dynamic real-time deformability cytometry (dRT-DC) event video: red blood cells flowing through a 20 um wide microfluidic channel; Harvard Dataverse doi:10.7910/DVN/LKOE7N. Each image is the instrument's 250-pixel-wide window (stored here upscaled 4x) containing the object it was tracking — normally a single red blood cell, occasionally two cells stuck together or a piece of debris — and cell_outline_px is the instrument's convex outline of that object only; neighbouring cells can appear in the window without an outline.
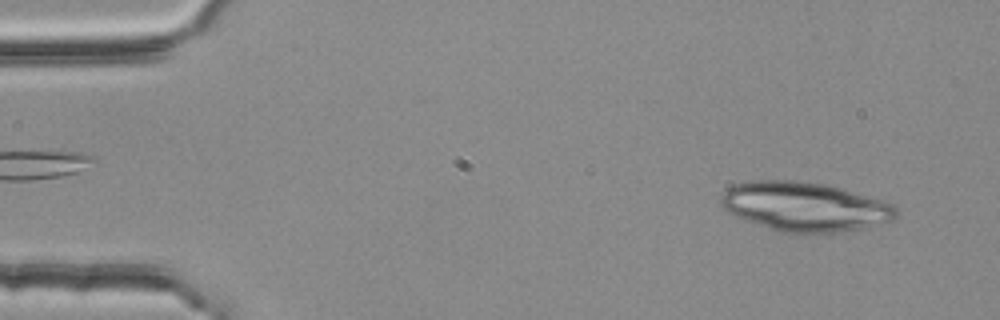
{"species": "common noctule bat (a hibernating species)", "species_latin": "Nyctalus noctula", "temperature_condition": "room temperature", "stored_images_in_passage": 16, "camera_frame_rate_fps": 3000, "um_per_image_px": 0.085, "animal": {"sex": "female", "body_mass_g": 25.1}, "frame": {"image": 1, "passage_image": 3, "time_ms": 0.667, "image_size_px": [1000, 320], "cell_outline_px": [[896, 220], [856, 228], [832, 232], [784, 232], [732, 216], [720, 204], [720, 196], [732, 184], [748, 180], [796, 180], [824, 184], [840, 188], [896, 204]], "centroid_in_image_um": [68.35, 17.53], "position_along_channel_um": 16.7, "area_um2": 49.88}}